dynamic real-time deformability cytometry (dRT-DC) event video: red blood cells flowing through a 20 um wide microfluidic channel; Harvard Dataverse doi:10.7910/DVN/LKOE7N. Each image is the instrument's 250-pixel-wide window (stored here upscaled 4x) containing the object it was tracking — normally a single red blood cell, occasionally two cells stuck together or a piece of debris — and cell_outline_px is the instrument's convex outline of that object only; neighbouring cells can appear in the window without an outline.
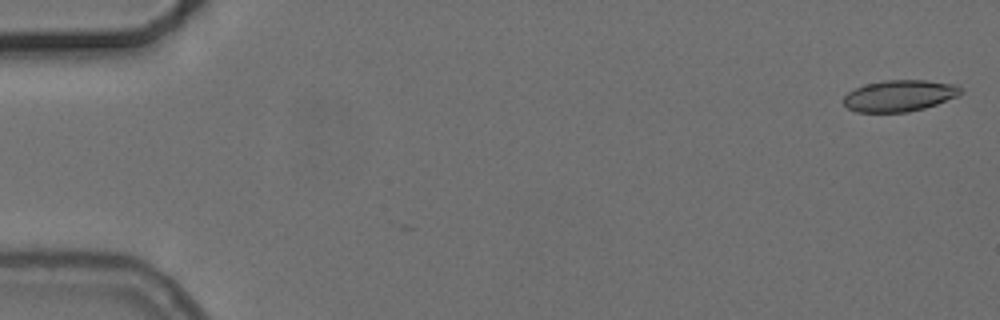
{"species": "common noctule bat (a hibernating species)", "species_latin": "Nyctalus noctula", "temperature_condition": "cold", "stored_images_in_passage": 9, "camera_frame_rate_fps": 3000, "um_per_image_px": 0.085, "animal": {"sex": "female", "body_mass_g": 24.6, "forearm_length_mm": 56.2}, "frame": {"image": 1, "passage_image": 2, "time_ms": 0.333, "image_size_px": [1000, 320], "cell_outline_px": [[964, 92], [960, 96], [924, 108], [908, 112], [856, 112], [848, 108], [844, 104], [844, 96], [848, 92], [856, 88], [868, 84], [884, 80], [928, 80], [956, 84], [964, 88]], "centroid_in_image_um": [76.53, 8.13], "position_along_channel_um": 8.5, "area_um2": 21.62}}